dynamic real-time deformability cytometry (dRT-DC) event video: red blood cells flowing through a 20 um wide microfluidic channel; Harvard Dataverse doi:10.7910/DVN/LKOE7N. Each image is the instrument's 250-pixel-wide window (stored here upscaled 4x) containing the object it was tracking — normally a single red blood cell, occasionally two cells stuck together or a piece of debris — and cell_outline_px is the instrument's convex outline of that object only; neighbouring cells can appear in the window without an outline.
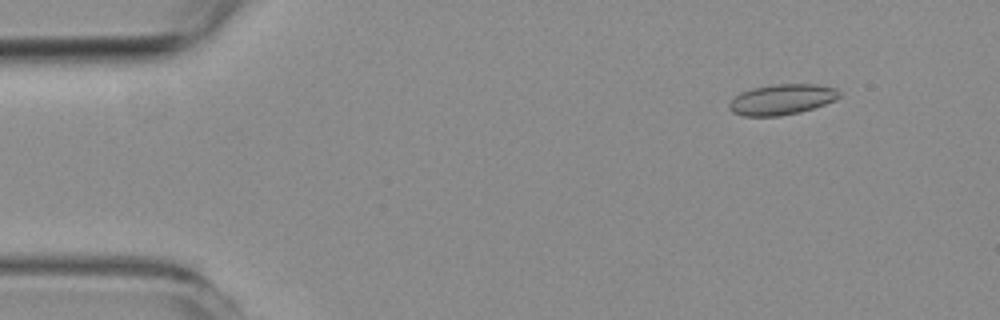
{"species": "common noctule bat (a hibernating species)", "species_latin": "Nyctalus noctula", "temperature_condition": "room temperature", "stored_images_in_passage": 56, "segment_of_instrument_passage": [1, 2], "camera_frame_rate_fps": 3000, "um_per_image_px": 0.085, "animal": {"sex": "female", "body_mass_g": 19.3, "forearm_length_mm": 54.1}, "frame": {"image": 1, "passage_image": 6, "time_ms": 1.667, "image_size_px": [1000, 320], "cell_outline_px": [[840, 96], [836, 100], [800, 112], [780, 116], [744, 116], [732, 112], [728, 108], [728, 104], [740, 92], [752, 88], [780, 84], [816, 84], [836, 88], [840, 92]], "centroid_in_image_um": [66.46, 8.46], "position_along_channel_um": 18.5, "area_um2": 19.54}}
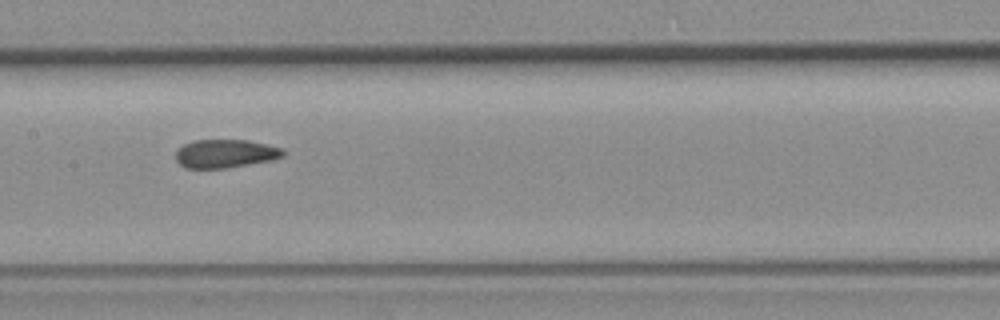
{"frame": {"image": 2, "passage_image": 27, "time_ms": 8.667, "image_size_px": [1000, 320], "cell_outline_px": [[288, 152], [284, 156], [272, 160], [224, 168], [184, 168], [176, 160], [176, 148], [192, 140], [248, 140], [284, 148]], "centroid_in_image_um": [19.17, 13.05], "position_along_channel_um": 188.2, "area_um2": 17.98}}
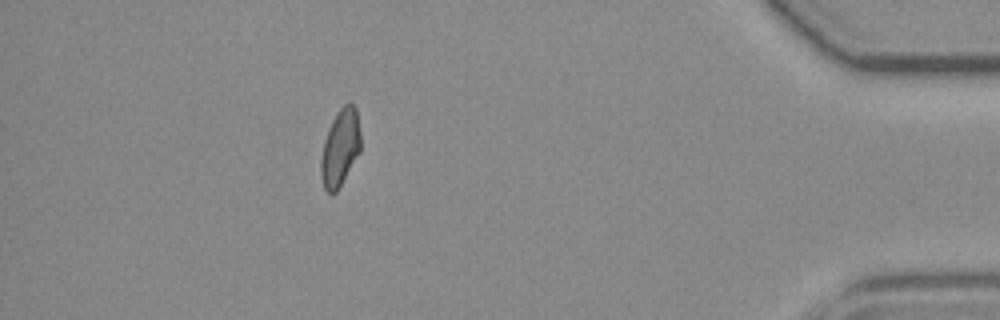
{"frame": {"image": 3, "passage_image": 49, "time_ms": 16.0, "image_size_px": [1000, 320], "cell_outline_px": [[360, 152], [336, 192], [332, 196], [324, 188], [320, 176], [320, 156], [324, 140], [328, 128], [336, 112], [348, 100], [356, 108], [360, 132]], "centroid_in_image_um": [28.89, 12.55], "position_along_channel_um": 406.3, "area_um2": 18.03}}